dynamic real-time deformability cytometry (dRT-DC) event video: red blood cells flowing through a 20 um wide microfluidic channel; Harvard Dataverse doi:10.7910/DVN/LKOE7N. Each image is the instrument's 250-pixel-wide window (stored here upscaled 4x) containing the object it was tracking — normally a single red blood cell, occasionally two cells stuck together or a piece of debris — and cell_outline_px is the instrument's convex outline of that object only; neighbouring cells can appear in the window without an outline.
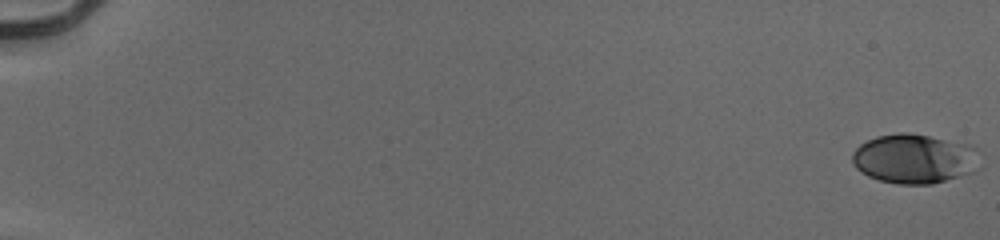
{"species": "human", "species_latin": "Homo sapiens", "temperature_condition": "cold", "stored_images_in_passage": 55, "camera_frame_rate_fps": 3000, "um_per_image_px": 0.085, "donor": {"sex": "male"}, "frame": {"image": 1, "passage_image": 1, "time_ms": 0.0, "image_size_px": [1000, 240], "cell_outline_px": [[976, 148], [972, 172], [932, 184], [900, 184], [880, 180], [868, 176], [860, 172], [852, 164], [852, 152], [860, 144], [876, 136], [900, 132], [908, 132], [972, 144]], "centroid_in_image_um": [77.63, 13.47], "position_along_channel_um": 7.4, "area_um2": 36.47}}
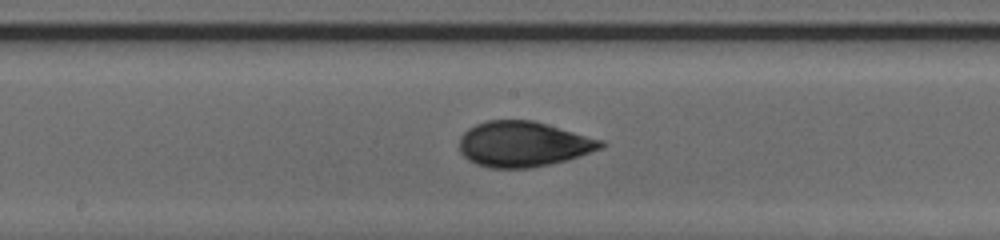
{"frame": {"image": 2, "passage_image": 32, "time_ms": 10.333, "image_size_px": [1000, 240], "cell_outline_px": [[608, 144], [604, 148], [568, 160], [528, 168], [492, 168], [476, 164], [468, 160], [460, 152], [460, 136], [468, 128], [476, 124], [488, 120], [532, 120], [604, 140]], "centroid_in_image_um": [44.51, 12.25], "position_along_channel_um": 203.7, "area_um2": 37.57}}
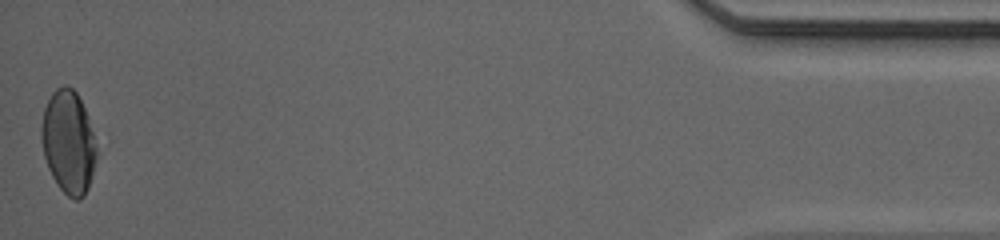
{"frame": {"image": 3, "passage_image": 55, "time_ms": 18.0, "image_size_px": [1000, 240], "cell_outline_px": [[96, 160], [88, 188], [84, 196], [80, 200], [76, 200], [68, 196], [56, 184], [48, 168], [44, 156], [40, 140], [40, 128], [44, 108], [52, 92], [56, 88], [64, 84], [68, 84], [76, 92], [84, 108], [96, 144]], "centroid_in_image_um": [5.79, 12.08], "position_along_channel_um": 429.4, "area_um2": 33.18}, "authors_computed_cell_mechanics": {"area_um2": 36.125, "velocity_mm_per_s": 3.9667, "shape_relaxation_time_tau1_ms": 4.9903, "shape_relaxation_time_tau2_ms": 1.1188, "deformation_change_tau1": 0.1654, "deformation_change_tau2": 0.0469}}